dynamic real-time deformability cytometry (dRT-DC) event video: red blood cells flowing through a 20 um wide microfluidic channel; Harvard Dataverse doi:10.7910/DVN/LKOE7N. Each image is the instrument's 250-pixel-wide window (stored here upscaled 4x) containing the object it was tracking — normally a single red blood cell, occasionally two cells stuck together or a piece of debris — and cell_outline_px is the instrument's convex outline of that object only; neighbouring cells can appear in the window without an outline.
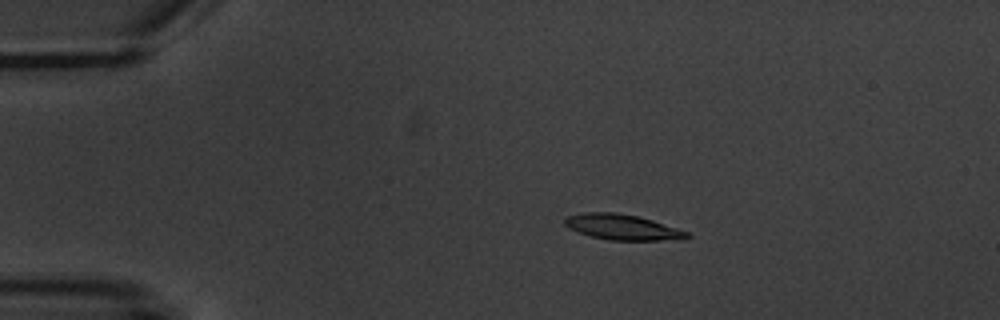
{"species": "common noctule bat (a hibernating species)", "species_latin": "Nyctalus noctula", "temperature_condition": "warm", "stored_images_in_passage": 9, "camera_frame_rate_fps": 3000, "um_per_image_px": 0.085, "animal": {"sex": "male", "body_mass_g": 20.1, "forearm_length_mm": 53.5}, "frame": {"image": 1, "passage_image": 2, "time_ms": 1.0, "image_size_px": [1000, 320], "cell_outline_px": [[692, 236], [684, 240], [612, 240], [592, 236], [568, 228], [564, 224], [564, 220], [568, 216], [584, 212], [616, 212], [636, 216], [652, 220], [688, 232]], "centroid_in_image_um": [52.93, 19.31], "position_along_channel_um": 32.1, "area_um2": 18.03}}
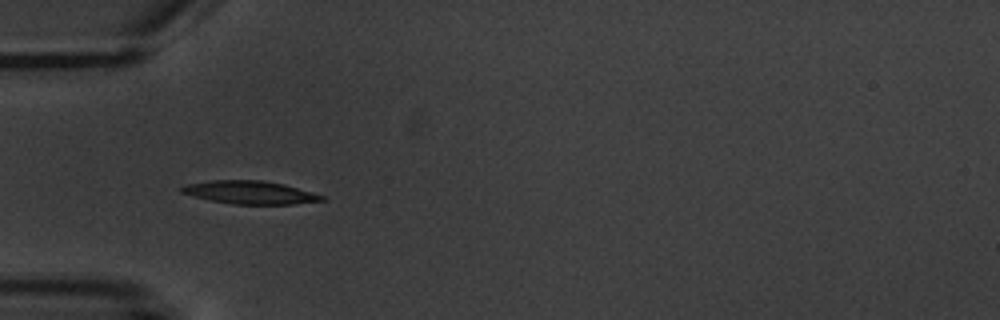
{"frame": {"image": 2, "passage_image": 4, "time_ms": 3.333, "image_size_px": [1000, 320], "cell_outline_px": [[324, 200], [292, 204], [232, 204], [192, 196], [180, 192], [176, 188], [188, 184], [212, 180], [264, 180], [284, 184], [312, 192], [324, 196]], "centroid_in_image_um": [21.2, 16.35], "position_along_channel_um": 63.8, "area_um2": 18.79}}
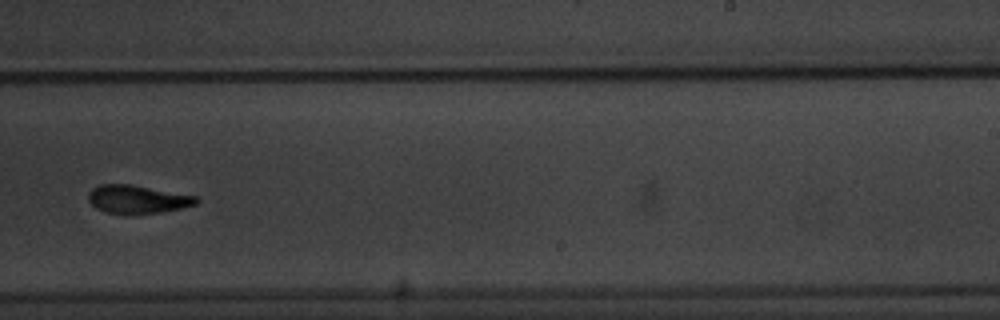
{"frame": {"image": 3, "passage_image": 9, "time_ms": 9.333, "image_size_px": [1000, 320], "cell_outline_px": [[200, 200], [196, 204], [184, 208], [160, 212], [132, 216], [124, 216], [104, 212], [96, 208], [88, 200], [88, 192], [92, 188], [100, 184], [128, 184], [196, 196]], "centroid_in_image_um": [11.65, 16.98], "position_along_channel_um": 277.4, "area_um2": 18.21}}